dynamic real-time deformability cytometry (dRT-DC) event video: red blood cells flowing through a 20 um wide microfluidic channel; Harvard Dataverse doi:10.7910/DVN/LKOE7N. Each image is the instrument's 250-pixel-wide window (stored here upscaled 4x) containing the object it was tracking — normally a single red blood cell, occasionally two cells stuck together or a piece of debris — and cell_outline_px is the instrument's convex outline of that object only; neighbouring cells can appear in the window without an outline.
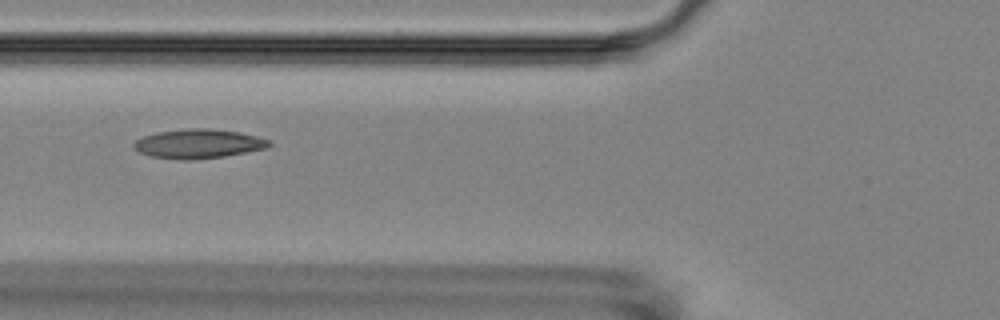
{"species": "Egyptian fruit bat (a non-hibernating species)", "species_latin": "Rousettus aegyptiacus", "temperature_condition": "room temperature", "stored_images_in_passage": 3, "camera_frame_rate_fps": 3000, "um_per_image_px": 0.085, "animal": {"sex": "female"}, "frame": {"image": 1, "passage_image": 2, "time_ms": 1.333, "image_size_px": [1000, 320], "cell_outline_px": [[272, 144], [268, 148], [224, 156], [188, 160], [180, 160], [152, 156], [140, 152], [132, 148], [132, 144], [136, 140], [144, 136], [156, 132], [184, 128], [208, 128], [240, 132], [272, 140]], "centroid_in_image_um": [16.87, 12.21], "position_along_channel_um": 108.9, "area_um2": 23.18}}
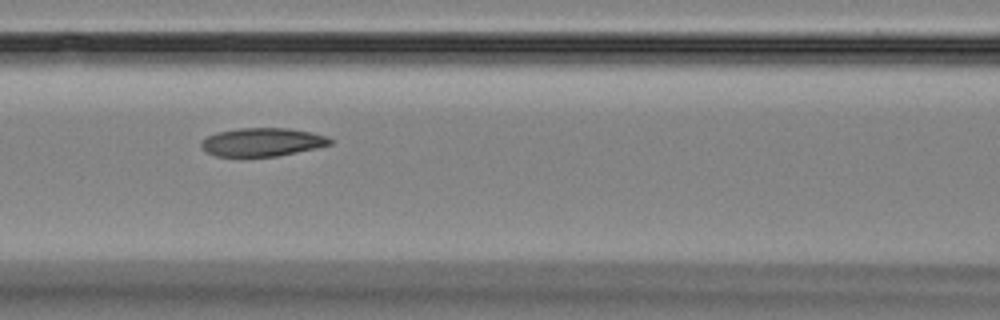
{"frame": {"image": 2, "passage_image": 3, "time_ms": 2.333, "image_size_px": [1000, 320], "cell_outline_px": [[332, 144], [316, 148], [276, 156], [216, 156], [204, 152], [200, 148], [200, 140], [216, 132], [240, 128], [288, 128], [312, 132], [328, 136], [332, 140]], "centroid_in_image_um": [22.26, 12.07], "position_along_channel_um": 144.3, "area_um2": 21.44}}